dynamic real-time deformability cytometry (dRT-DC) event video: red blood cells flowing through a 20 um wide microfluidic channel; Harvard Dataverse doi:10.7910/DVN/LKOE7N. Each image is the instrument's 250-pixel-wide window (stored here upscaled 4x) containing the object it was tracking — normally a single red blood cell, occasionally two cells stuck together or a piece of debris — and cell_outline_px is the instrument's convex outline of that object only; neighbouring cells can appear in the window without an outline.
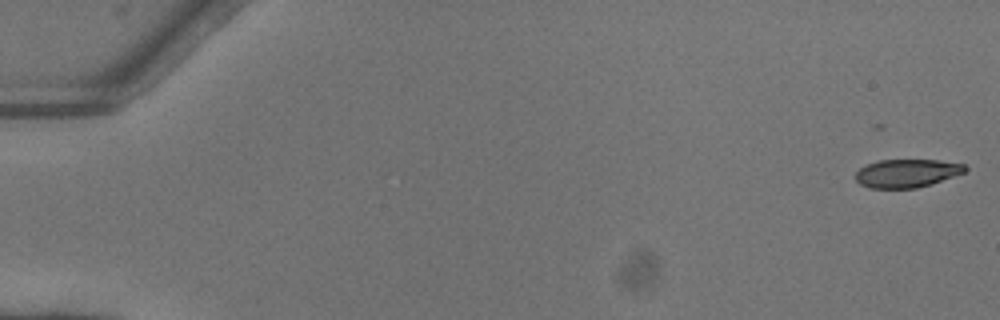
{"species": "common noctule bat (a hibernating species)", "species_latin": "Nyctalus noctula", "temperature_condition": "warm", "stored_images_in_passage": 51, "camera_frame_rate_fps": 3000, "um_per_image_px": 0.085, "animal": {"sex": "female"}, "frame": {"image": 1, "passage_image": 1, "time_ms": 0.0, "image_size_px": [1000, 320], "cell_outline_px": [[968, 168], [964, 172], [932, 184], [916, 188], [868, 188], [860, 184], [856, 180], [856, 172], [860, 168], [868, 164], [880, 160], [940, 160], [964, 164]], "centroid_in_image_um": [77.08, 14.73], "position_along_channel_um": 7.9, "area_um2": 17.98}}
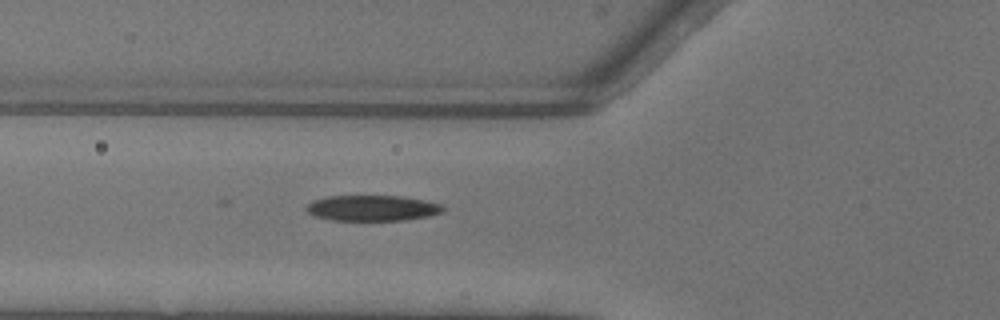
{"frame": {"image": 2, "passage_image": 20, "time_ms": 6.333, "image_size_px": [1000, 320], "cell_outline_px": [[448, 208], [444, 212], [428, 216], [404, 220], [332, 220], [316, 216], [308, 212], [304, 208], [312, 200], [328, 196], [404, 196], [444, 204]], "centroid_in_image_um": [31.71, 17.68], "position_along_channel_um": 94.1, "area_um2": 20.63}}
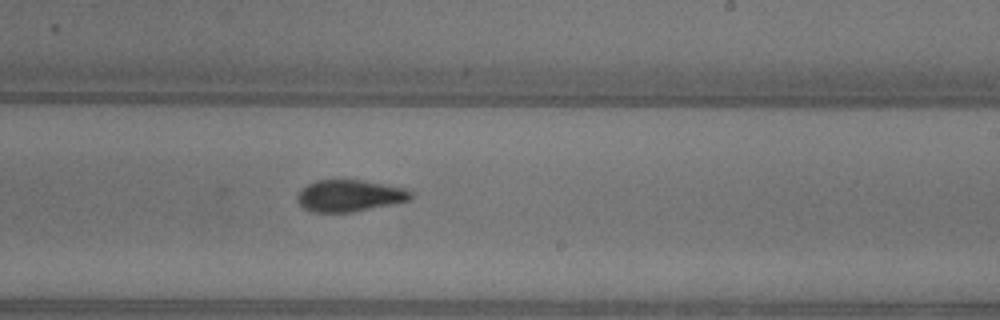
{"frame": {"image": 3, "passage_image": 32, "time_ms": 10.333, "image_size_px": [1000, 320], "cell_outline_px": [[412, 200], [352, 212], [312, 212], [304, 208], [300, 204], [296, 196], [308, 184], [316, 180], [360, 180], [404, 188], [412, 192]], "centroid_in_image_um": [29.72, 16.64], "position_along_channel_um": 259.3, "area_um2": 20.75}, "authors_computed_cell_mechanics": {"area_um2": 20.519, "velocity_mm_per_s": 4.1167, "shape_relaxation_time_tau1_ms": null, "shape_relaxation_time_tau2_ms": 1.8832, "deformation_change_tau1": null, "deformation_change_tau2": 0.0902}}